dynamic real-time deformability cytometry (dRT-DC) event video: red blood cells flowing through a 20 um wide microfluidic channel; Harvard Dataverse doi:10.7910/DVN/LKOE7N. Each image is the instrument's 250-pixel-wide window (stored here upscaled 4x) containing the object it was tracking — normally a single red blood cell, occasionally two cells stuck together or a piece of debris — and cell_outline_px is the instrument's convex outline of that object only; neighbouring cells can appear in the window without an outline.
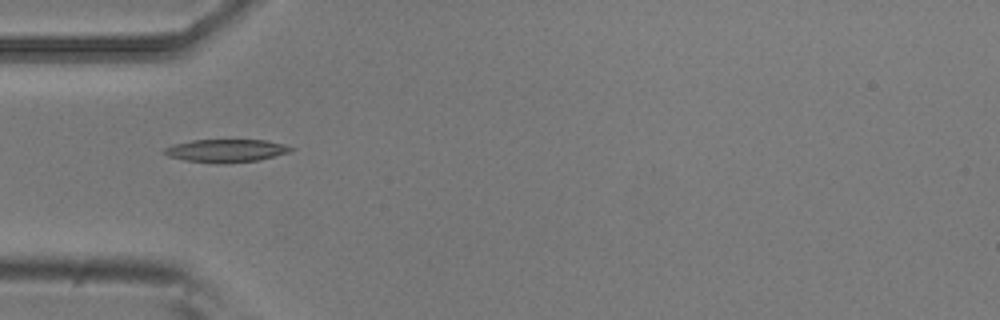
{"species": "common noctule bat (a hibernating species)", "species_latin": "Nyctalus noctula", "temperature_condition": "room temperature", "stored_images_in_passage": 7, "camera_frame_rate_fps": 3000, "um_per_image_px": 0.085, "animal": {"sex": "male", "body_mass_g": 20.5, "forearm_length_mm": 52.5}, "frame": {"image": 1, "passage_image": 5, "time_ms": 1.333, "image_size_px": [1000, 320], "cell_outline_px": [[296, 148], [292, 152], [256, 160], [224, 164], [220, 164], [184, 160], [168, 156], [164, 152], [164, 148], [172, 144], [192, 140], [264, 140], [284, 144]], "centroid_in_image_um": [19.22, 12.81], "position_along_channel_um": 65.8, "area_um2": 16.99}}
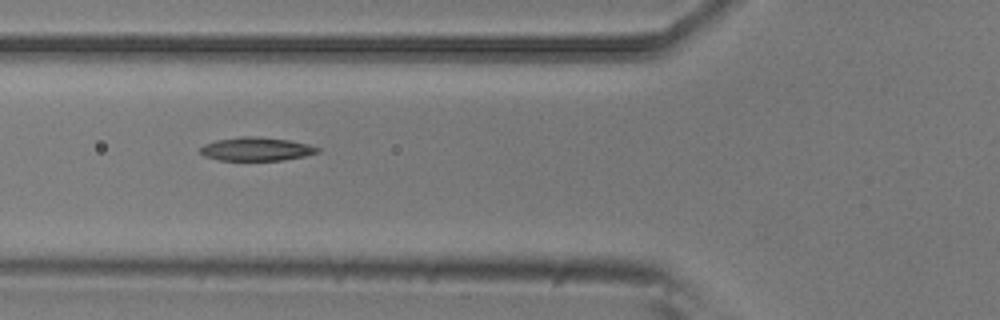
{"frame": {"image": 2, "passage_image": 6, "time_ms": 1.667, "image_size_px": [1000, 320], "cell_outline_px": [[320, 152], [304, 156], [284, 160], [220, 160], [204, 156], [200, 152], [200, 148], [204, 144], [216, 140], [240, 136], [256, 136], [288, 140], [308, 144], [320, 148]], "centroid_in_image_um": [21.79, 12.66], "position_along_channel_um": 104.0, "area_um2": 16.07}}
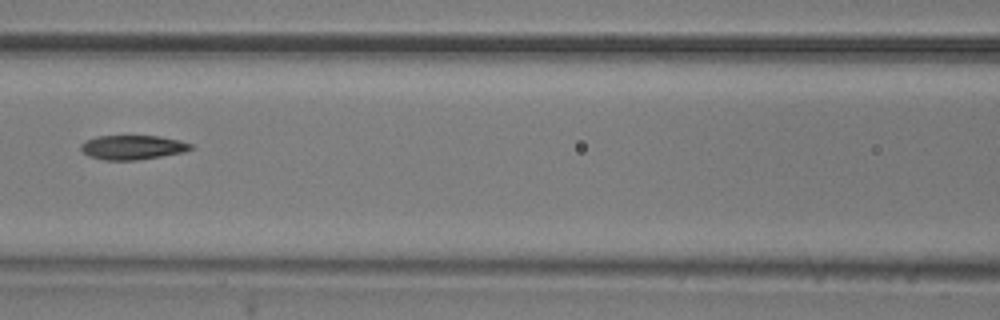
{"frame": {"image": 3, "passage_image": 7, "time_ms": 2.0, "image_size_px": [1000, 320], "cell_outline_px": [[196, 148], [184, 152], [136, 160], [104, 160], [88, 156], [80, 148], [80, 144], [96, 136], [160, 136], [180, 140], [192, 144]], "centroid_in_image_um": [11.3, 12.52], "position_along_channel_um": 155.3, "area_um2": 15.61}}